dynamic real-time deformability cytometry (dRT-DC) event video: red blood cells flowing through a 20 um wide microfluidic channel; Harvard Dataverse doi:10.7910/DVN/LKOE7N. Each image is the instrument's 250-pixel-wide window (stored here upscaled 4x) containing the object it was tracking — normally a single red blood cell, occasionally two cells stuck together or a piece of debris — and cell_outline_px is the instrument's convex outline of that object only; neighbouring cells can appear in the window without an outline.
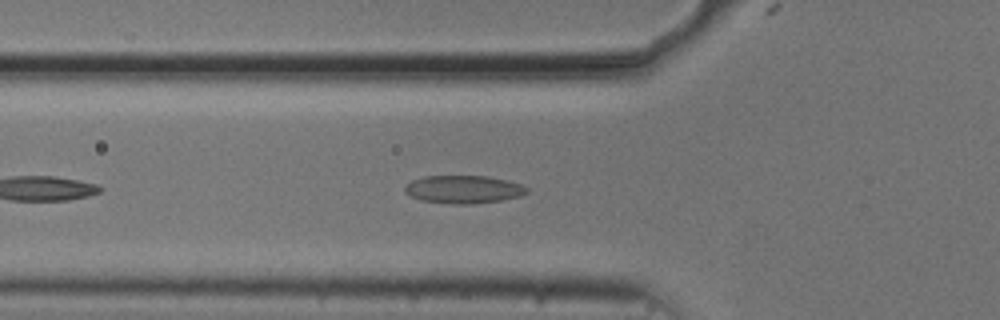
{"species": "common noctule bat (a hibernating species)", "species_latin": "Nyctalus noctula", "temperature_condition": "cold", "stored_images_in_passage": 12, "camera_frame_rate_fps": 3000, "um_per_image_px": 0.085, "animal": {"sex": "male", "body_mass_g": 20.5, "forearm_length_mm": 52.5}, "frame": {"image": 1, "passage_image": 7, "time_ms": 2.0, "image_size_px": [1000, 320], "cell_outline_px": [[528, 192], [520, 196], [500, 200], [472, 204], [452, 204], [420, 200], [404, 192], [404, 188], [412, 180], [424, 176], [488, 176], [508, 180], [520, 184], [528, 188]], "centroid_in_image_um": [39.4, 16.09], "position_along_channel_um": 86.4, "area_um2": 19.83}}